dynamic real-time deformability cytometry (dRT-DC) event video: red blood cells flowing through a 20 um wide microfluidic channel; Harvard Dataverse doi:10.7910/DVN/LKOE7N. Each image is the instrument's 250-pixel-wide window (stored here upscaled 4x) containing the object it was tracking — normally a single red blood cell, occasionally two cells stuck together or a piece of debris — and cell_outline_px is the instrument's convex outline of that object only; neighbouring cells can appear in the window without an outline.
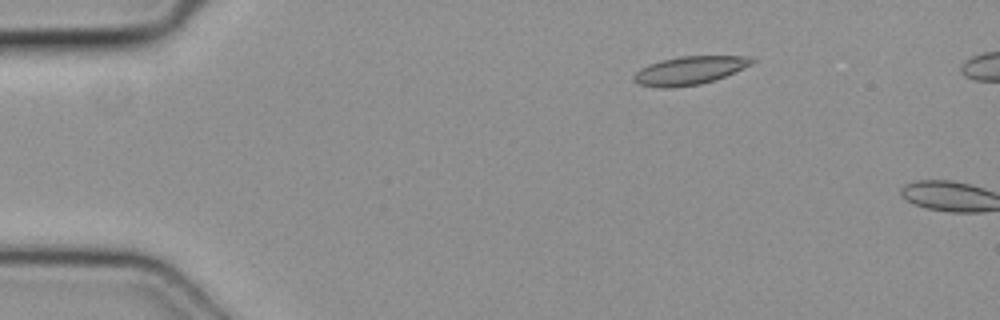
{"species": "common noctule bat (a hibernating species)", "species_latin": "Nyctalus noctula", "temperature_condition": "cold", "stored_images_in_passage": 3, "camera_frame_rate_fps": 3000, "um_per_image_px": 0.085, "animal": {"sex": "female", "body_mass_g": 19.3, "forearm_length_mm": 54.1}, "frame": {"image": 1, "passage_image": 2, "time_ms": 0.333, "image_size_px": [1000, 320], "cell_outline_px": [[756, 60], [752, 64], [716, 80], [700, 84], [672, 88], [660, 88], [636, 84], [632, 80], [632, 76], [640, 68], [648, 64], [660, 60], [680, 56], [748, 56]], "centroid_in_image_um": [58.56, 6.0], "position_along_channel_um": 26.4, "area_um2": 19.71}}